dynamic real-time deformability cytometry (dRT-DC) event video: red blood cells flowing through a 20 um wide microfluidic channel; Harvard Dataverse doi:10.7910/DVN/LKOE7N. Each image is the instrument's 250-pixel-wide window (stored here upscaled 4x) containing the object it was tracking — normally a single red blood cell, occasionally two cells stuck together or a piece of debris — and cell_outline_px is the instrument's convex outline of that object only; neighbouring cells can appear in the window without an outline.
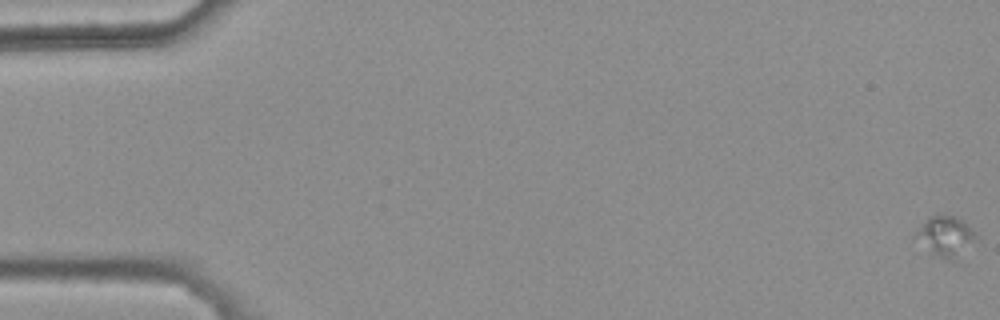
{"species": "common noctule bat (a hibernating species)", "species_latin": "Nyctalus noctula", "temperature_condition": "warm", "stored_images_in_passage": 49, "camera_frame_rate_fps": 3000, "um_per_image_px": 0.085, "animal": {"sex": "female", "body_mass_g": 25.1}, "frame": {"image": 1, "passage_image": 1, "time_ms": 0.0, "image_size_px": [1000, 320], "cell_outline_px": [[980, 236], [956, 260], [948, 260], [932, 252], [920, 232], [920, 228], [928, 216], [952, 216], [960, 220]], "centroid_in_image_um": [80.55, 20.08], "position_along_channel_um": 4.5, "area_um2": 12.77}}